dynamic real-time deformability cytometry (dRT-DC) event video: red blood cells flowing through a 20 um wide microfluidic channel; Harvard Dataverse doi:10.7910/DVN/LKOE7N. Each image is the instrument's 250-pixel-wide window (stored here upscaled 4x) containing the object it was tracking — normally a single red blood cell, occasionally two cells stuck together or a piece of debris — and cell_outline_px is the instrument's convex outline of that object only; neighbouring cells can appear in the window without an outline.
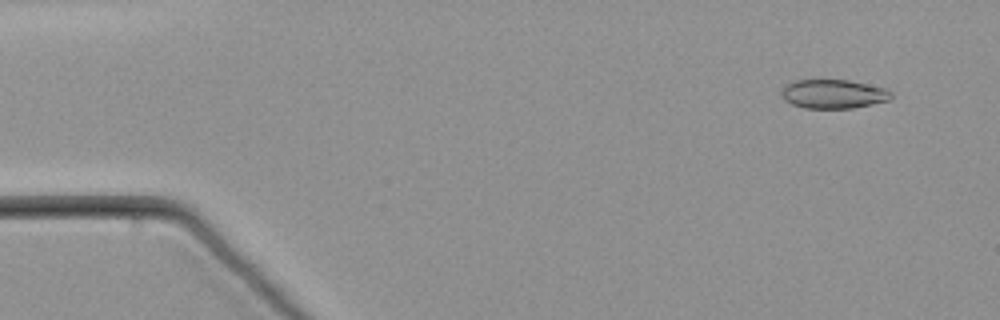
{"species": "common noctule bat (a hibernating species)", "species_latin": "Nyctalus noctula", "temperature_condition": "warm", "stored_images_in_passage": 9, "camera_frame_rate_fps": 3000, "um_per_image_px": 0.085, "animal": {"sex": "male", "body_mass_g": 21.5, "forearm_length_mm": 52.0}, "frame": {"image": 1, "passage_image": 1, "time_ms": 0.0, "image_size_px": [1000, 320], "cell_outline_px": [[892, 96], [888, 100], [872, 104], [852, 108], [804, 108], [792, 104], [784, 100], [780, 96], [780, 92], [784, 84], [796, 80], [848, 80], [884, 88], [892, 92]], "centroid_in_image_um": [70.77, 7.99], "position_along_channel_um": 14.2, "area_um2": 18.55}}